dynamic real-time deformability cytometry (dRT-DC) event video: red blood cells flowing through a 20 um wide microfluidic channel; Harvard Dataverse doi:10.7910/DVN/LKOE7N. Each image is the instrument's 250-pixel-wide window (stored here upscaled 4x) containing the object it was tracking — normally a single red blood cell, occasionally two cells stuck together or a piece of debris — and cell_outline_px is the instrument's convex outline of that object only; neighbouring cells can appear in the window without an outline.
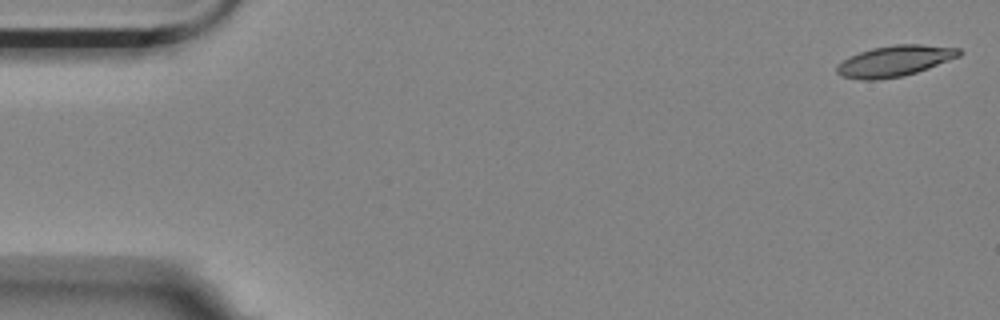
{"species": "Egyptian fruit bat (a non-hibernating species)", "species_latin": "Rousettus aegyptiacus", "temperature_condition": "room temperature", "stored_images_in_passage": 4, "camera_frame_rate_fps": 3000, "um_per_image_px": 0.085, "animal": {"sex": "female"}, "frame": {"image": 1, "passage_image": 1, "time_ms": 0.0, "image_size_px": [1000, 320], "cell_outline_px": [[964, 52], [960, 56], [928, 68], [904, 76], [876, 80], [860, 80], [840, 76], [836, 72], [836, 64], [848, 56], [872, 48], [892, 44], [920, 44], [960, 48]], "centroid_in_image_um": [76.02, 5.18], "position_along_channel_um": 9.0, "area_um2": 22.31}}